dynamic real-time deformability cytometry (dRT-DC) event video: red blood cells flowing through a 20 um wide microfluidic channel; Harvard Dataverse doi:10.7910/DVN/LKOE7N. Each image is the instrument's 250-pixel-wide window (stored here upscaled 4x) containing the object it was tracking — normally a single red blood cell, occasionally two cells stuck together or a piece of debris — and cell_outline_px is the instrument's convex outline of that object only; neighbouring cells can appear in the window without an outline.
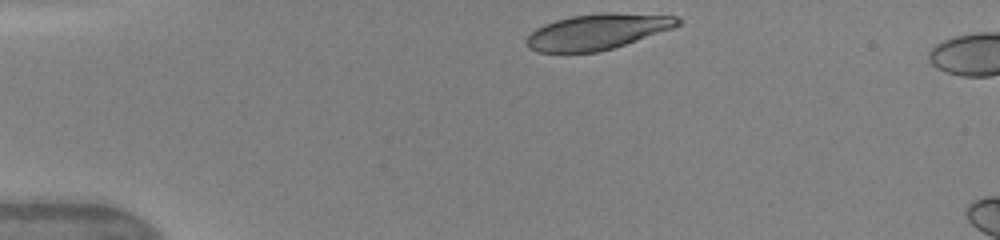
{"species": "human", "species_latin": "Homo sapiens", "temperature_condition": "warm", "stored_images_in_passage": 4, "camera_frame_rate_fps": 3000, "um_per_image_px": 0.085, "donor": {"sex": "female"}, "frame": {"image": 1, "passage_image": 1, "time_ms": 0.0, "image_size_px": [1000, 240], "cell_outline_px": [[680, 24], [672, 28], [612, 48], [596, 52], [536, 52], [528, 48], [524, 44], [524, 40], [536, 28], [544, 24], [556, 20], [572, 16], [600, 12], [616, 12], [676, 16], [680, 20]], "centroid_in_image_um": [50.71, 2.68], "position_along_channel_um": 34.3, "area_um2": 31.27}}